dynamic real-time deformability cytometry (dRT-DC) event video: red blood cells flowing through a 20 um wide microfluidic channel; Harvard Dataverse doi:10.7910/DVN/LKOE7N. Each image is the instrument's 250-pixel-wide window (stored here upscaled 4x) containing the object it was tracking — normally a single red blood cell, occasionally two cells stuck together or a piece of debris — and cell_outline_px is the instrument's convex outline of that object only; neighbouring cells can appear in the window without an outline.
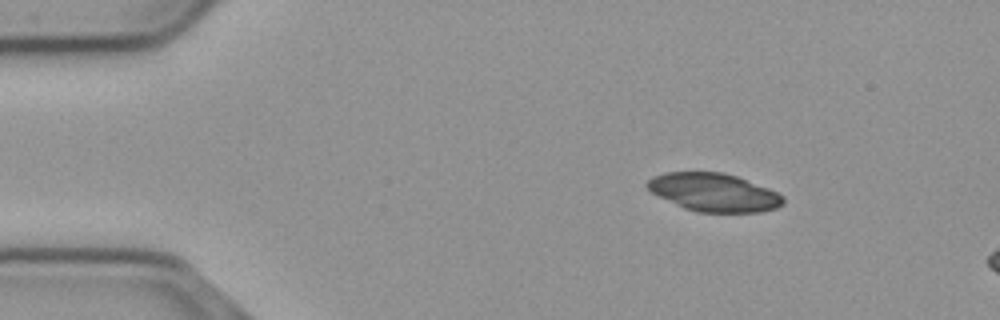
{"species": "common noctule bat (a hibernating species)", "species_latin": "Nyctalus noctula", "temperature_condition": "cold", "stored_images_in_passage": 8, "camera_frame_rate_fps": 3000, "um_per_image_px": 0.085, "animal": {"sex": "male", "body_mass_g": 23.1, "forearm_length_mm": 52.7}, "frame": {"image": 1, "passage_image": 2, "time_ms": 0.333, "image_size_px": [1000, 320], "cell_outline_px": [[784, 204], [776, 208], [760, 212], [696, 212], [684, 208], [652, 192], [644, 184], [652, 176], [664, 172], [724, 172], [736, 176], [768, 188], [784, 196]], "centroid_in_image_um": [60.68, 16.35], "position_along_channel_um": 24.3, "area_um2": 30.11}}